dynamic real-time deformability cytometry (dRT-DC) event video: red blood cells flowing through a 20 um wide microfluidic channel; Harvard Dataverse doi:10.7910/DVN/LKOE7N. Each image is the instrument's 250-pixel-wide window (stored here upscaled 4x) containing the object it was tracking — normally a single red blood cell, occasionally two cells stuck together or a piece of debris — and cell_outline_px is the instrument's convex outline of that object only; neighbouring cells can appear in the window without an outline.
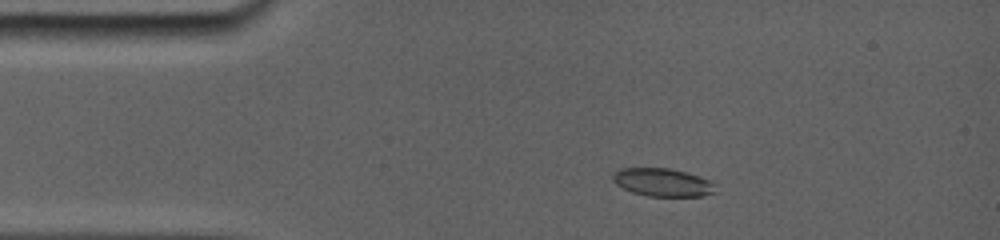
{"species": "common noctule bat (a hibernating species)", "species_latin": "Nyctalus noctula", "temperature_condition": "room temperature", "stored_images_in_passage": 8, "camera_frame_rate_fps": 5000, "um_per_image_px": 0.085, "animal": {"sex": "female", "body_mass_g": 19.0, "forearm_length_mm": 56.7}, "frame": {"image": 1, "passage_image": 3, "time_ms": 1.4, "image_size_px": [1000, 240], "cell_outline_px": [[720, 192], [704, 196], [644, 196], [632, 192], [616, 184], [612, 180], [612, 176], [616, 172], [624, 168], [668, 168], [684, 172], [708, 180]], "centroid_in_image_um": [56.34, 15.52], "position_along_channel_um": 28.7, "area_um2": 16.65}}
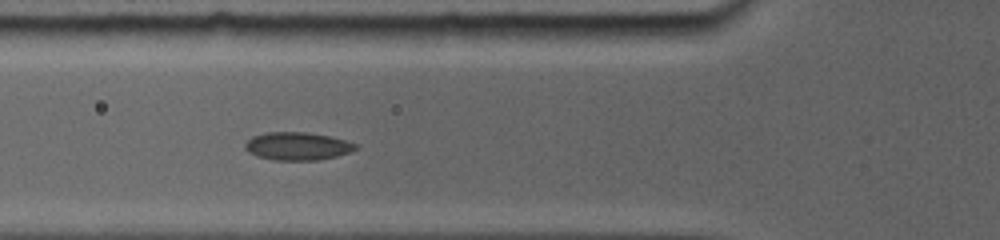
{"frame": {"image": 2, "passage_image": 7, "time_ms": 4.4, "image_size_px": [1000, 240], "cell_outline_px": [[356, 148], [348, 152], [336, 156], [316, 160], [272, 160], [256, 156], [244, 148], [244, 144], [252, 136], [268, 132], [304, 132], [328, 136], [344, 140], [356, 144]], "centroid_in_image_um": [25.22, 12.42], "position_along_channel_um": 100.6, "area_um2": 17.74}}
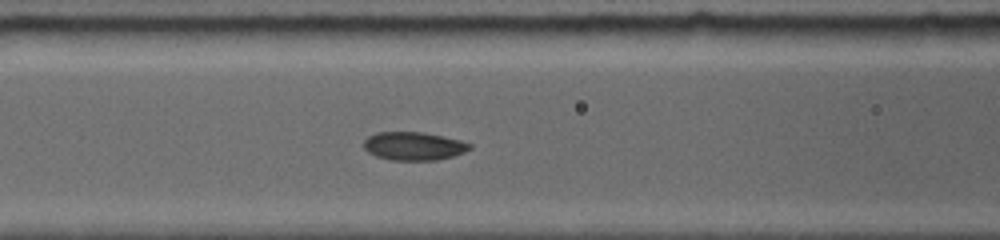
{"frame": {"image": 3, "passage_image": 8, "time_ms": 5.2, "image_size_px": [1000, 240], "cell_outline_px": [[472, 148], [464, 152], [452, 156], [436, 160], [392, 160], [376, 156], [368, 152], [364, 148], [364, 140], [368, 136], [380, 132], [420, 132], [460, 140], [472, 144]], "centroid_in_image_um": [35.16, 12.42], "position_along_channel_um": 131.4, "area_um2": 17.28}}